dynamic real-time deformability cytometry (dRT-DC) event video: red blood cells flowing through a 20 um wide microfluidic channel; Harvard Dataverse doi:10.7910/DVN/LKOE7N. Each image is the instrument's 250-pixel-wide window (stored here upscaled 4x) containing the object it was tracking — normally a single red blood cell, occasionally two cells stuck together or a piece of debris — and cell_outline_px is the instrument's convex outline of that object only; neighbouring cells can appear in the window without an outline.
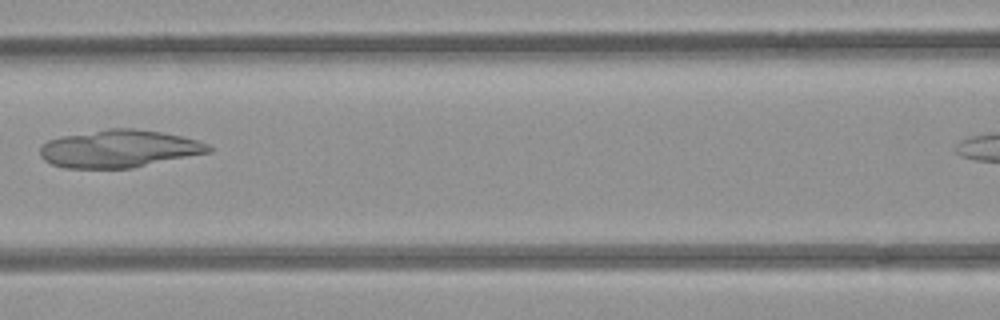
{"species": "common noctule bat (a hibernating species)", "species_latin": "Nyctalus noctula", "temperature_condition": "room temperature", "stored_images_in_passage": 6, "segment_of_instrument_passage": [1, 2], "camera_frame_rate_fps": 3000, "um_per_image_px": 0.085, "animal": {"sex": "female", "body_mass_g": 21.9}, "frame": {"image": 1, "passage_image": 5, "time_ms": 4.667, "image_size_px": [1000, 320], "cell_outline_px": [[212, 152], [132, 168], [64, 168], [52, 164], [44, 160], [40, 156], [40, 148], [48, 140], [64, 136], [108, 128], [132, 128], [160, 132], [180, 136], [196, 140], [208, 144], [212, 148]], "centroid_in_image_um": [10.13, 12.65], "position_along_channel_um": 156.5, "area_um2": 36.76}}